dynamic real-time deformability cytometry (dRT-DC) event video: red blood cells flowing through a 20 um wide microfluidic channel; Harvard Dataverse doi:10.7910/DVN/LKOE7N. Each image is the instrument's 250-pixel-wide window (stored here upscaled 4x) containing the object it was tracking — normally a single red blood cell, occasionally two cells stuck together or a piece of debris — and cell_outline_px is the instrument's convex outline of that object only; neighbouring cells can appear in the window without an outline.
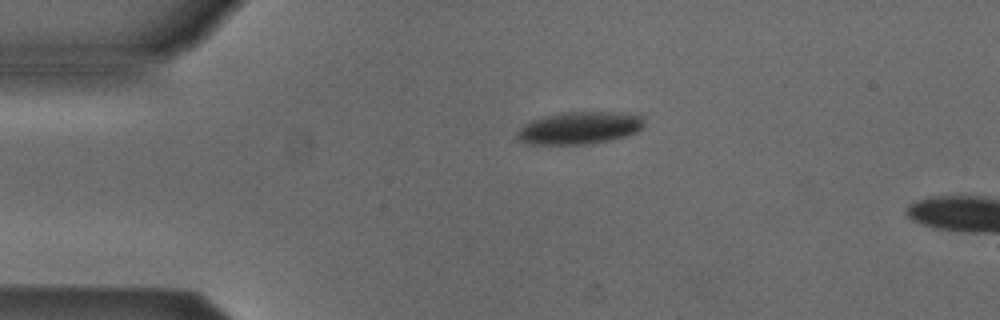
{"species": "Egyptian fruit bat (a non-hibernating species)", "species_latin": "Rousettus aegyptiacus", "temperature_condition": "cold", "stored_images_in_passage": 3, "camera_frame_rate_fps": 3000, "um_per_image_px": 0.085, "animal": {"sex": "male"}, "frame": {"image": 1, "passage_image": 1, "time_ms": 0.0, "image_size_px": [1000, 320], "cell_outline_px": [[644, 128], [636, 132], [612, 140], [584, 144], [524, 144], [516, 140], [516, 132], [524, 124], [532, 120], [544, 116], [560, 112], [620, 112], [640, 116], [644, 120]], "centroid_in_image_um": [49.21, 10.88], "position_along_channel_um": 35.8, "area_um2": 24.16}}